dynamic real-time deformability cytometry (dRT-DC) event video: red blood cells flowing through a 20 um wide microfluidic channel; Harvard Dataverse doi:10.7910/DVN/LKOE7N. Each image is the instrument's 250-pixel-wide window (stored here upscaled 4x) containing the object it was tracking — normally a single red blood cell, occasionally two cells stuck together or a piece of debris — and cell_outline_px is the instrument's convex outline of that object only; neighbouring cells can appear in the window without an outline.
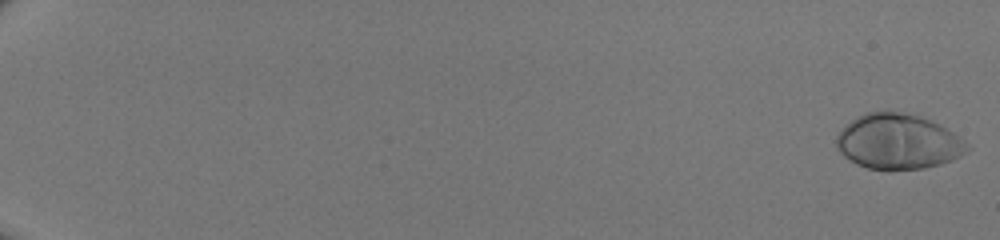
{"species": "human", "species_latin": "Homo sapiens", "temperature_condition": "room temperature", "stored_images_in_passage": 51, "camera_frame_rate_fps": 3000, "um_per_image_px": 0.085, "donor": {"sex": "male"}, "frame": {"image": 1, "passage_image": 1, "time_ms": 0.0, "image_size_px": [1000, 240], "cell_outline_px": [[972, 148], [968, 152], [952, 160], [940, 164], [924, 168], [888, 172], [868, 168], [856, 164], [844, 156], [836, 148], [836, 136], [856, 116], [868, 112], [884, 108], [904, 112], [920, 116], [940, 124], [964, 140]], "centroid_in_image_um": [76.34, 12.04], "position_along_channel_um": 8.7, "area_um2": 43.0}}
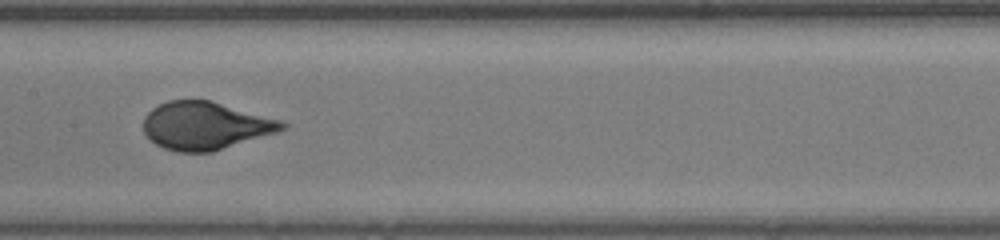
{"frame": {"image": 2, "passage_image": 30, "time_ms": 9.667, "image_size_px": [1000, 240], "cell_outline_px": [[288, 124], [284, 128], [276, 132], [212, 152], [176, 152], [164, 148], [156, 144], [144, 132], [144, 116], [152, 108], [168, 100], [212, 100], [284, 120]], "centroid_in_image_um": [17.48, 10.67], "position_along_channel_um": 189.9, "area_um2": 38.73}}
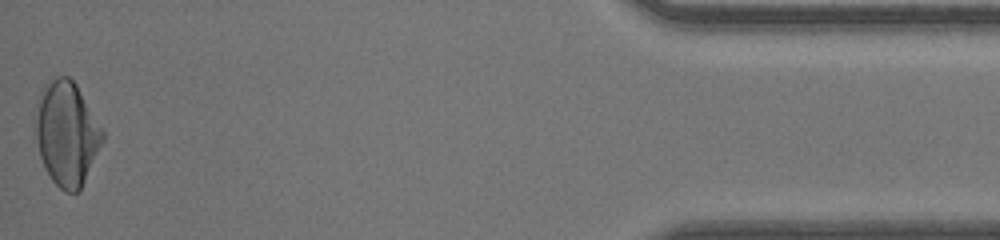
{"frame": {"image": 3, "passage_image": 51, "time_ms": 16.667, "image_size_px": [1000, 240], "cell_outline_px": [[104, 140], [80, 192], [64, 192], [52, 180], [40, 156], [36, 140], [36, 120], [40, 92], [44, 84], [56, 76], [68, 76], [76, 84], [104, 132]], "centroid_in_image_um": [5.69, 11.37], "position_along_channel_um": 429.5, "area_um2": 40.34}}